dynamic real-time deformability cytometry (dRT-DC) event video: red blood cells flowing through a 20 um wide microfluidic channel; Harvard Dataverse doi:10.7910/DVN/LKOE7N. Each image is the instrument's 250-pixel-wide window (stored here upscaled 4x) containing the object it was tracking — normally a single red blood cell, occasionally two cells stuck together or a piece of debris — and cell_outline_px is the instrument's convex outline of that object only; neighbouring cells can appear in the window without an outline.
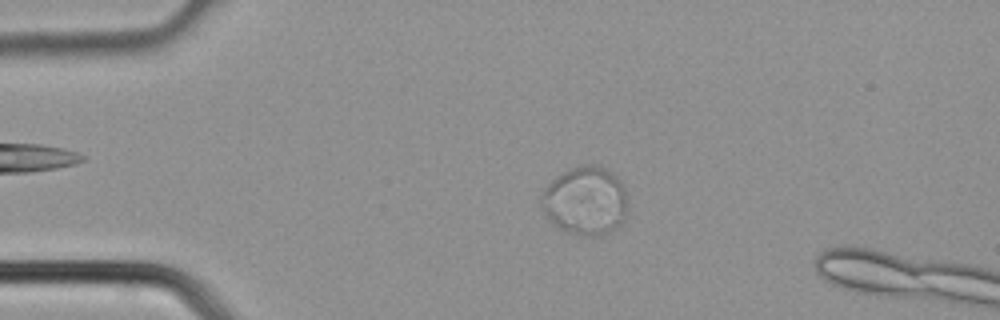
{"species": "common noctule bat (a hibernating species)", "species_latin": "Nyctalus noctula", "temperature_condition": "cold", "stored_images_in_passage": 3, "camera_frame_rate_fps": 3000, "um_per_image_px": 0.085, "animal": {"sex": "male", "body_mass_g": 21.5, "forearm_length_mm": 52.0}, "frame": {"image": 1, "passage_image": 2, "time_ms": 0.333, "image_size_px": [1000, 320], "cell_outline_px": [[628, 212], [624, 220], [616, 228], [600, 236], [576, 236], [564, 232], [552, 224], [540, 208], [540, 204], [544, 188], [552, 180], [564, 172], [580, 164], [600, 164], [612, 172], [620, 180], [628, 196]], "centroid_in_image_um": [49.77, 17.09], "position_along_channel_um": 35.2, "area_um2": 35.43}}